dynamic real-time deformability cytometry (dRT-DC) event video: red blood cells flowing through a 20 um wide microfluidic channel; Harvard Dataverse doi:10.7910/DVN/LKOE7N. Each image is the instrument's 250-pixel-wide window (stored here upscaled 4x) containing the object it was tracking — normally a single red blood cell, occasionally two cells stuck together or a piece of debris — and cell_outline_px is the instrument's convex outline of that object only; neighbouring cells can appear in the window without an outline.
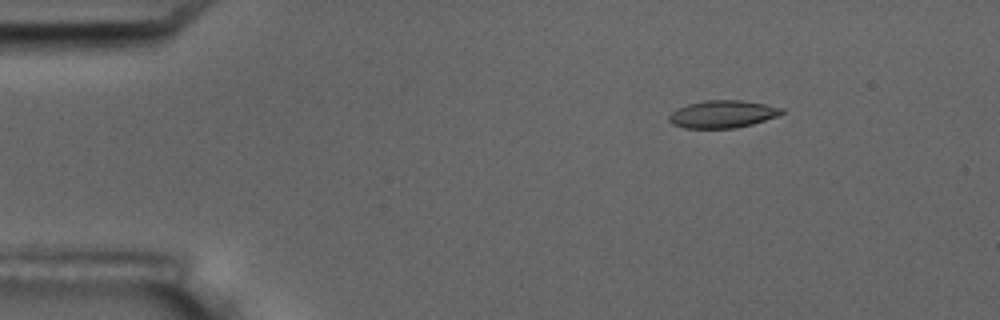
{"species": "common noctule bat (a hibernating species)", "species_latin": "Nyctalus noctula", "temperature_condition": "room temperature", "stored_images_in_passage": 9, "camera_frame_rate_fps": 3000, "um_per_image_px": 0.085, "animal": {"sex": "male", "body_mass_g": 17.5, "forearm_length_mm": 52.3}, "frame": {"image": 1, "passage_image": 2, "time_ms": 1.0, "image_size_px": [1000, 320], "cell_outline_px": [[784, 112], [776, 116], [752, 124], [736, 128], [684, 128], [672, 124], [668, 120], [668, 116], [676, 108], [688, 104], [704, 100], [740, 100], [764, 104], [784, 108]], "centroid_in_image_um": [61.38, 9.7], "position_along_channel_um": 23.6, "area_um2": 18.03}}
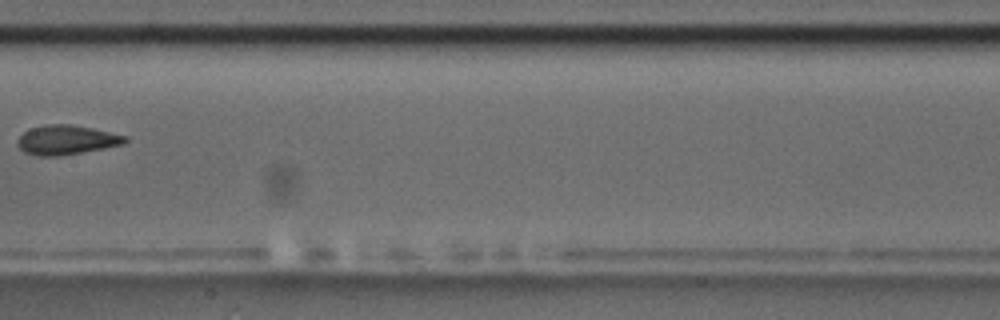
{"frame": {"image": 2, "passage_image": 8, "time_ms": 8.0, "image_size_px": [1000, 320], "cell_outline_px": [[128, 140], [124, 144], [104, 148], [56, 156], [36, 156], [24, 152], [16, 144], [16, 140], [28, 128], [48, 124], [68, 124], [92, 128], [128, 136]], "centroid_in_image_um": [5.62, 11.89], "position_along_channel_um": 201.8, "area_um2": 18.44}}
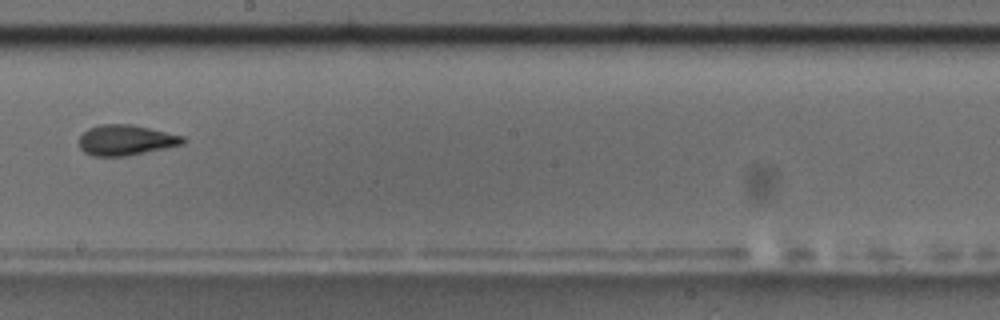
{"frame": {"image": 3, "passage_image": 9, "time_ms": 9.0, "image_size_px": [1000, 320], "cell_outline_px": [[184, 144], [128, 156], [92, 156], [84, 152], [80, 148], [80, 136], [88, 128], [100, 124], [132, 124], [184, 136]], "centroid_in_image_um": [10.69, 11.91], "position_along_channel_um": 237.5, "area_um2": 18.44}}